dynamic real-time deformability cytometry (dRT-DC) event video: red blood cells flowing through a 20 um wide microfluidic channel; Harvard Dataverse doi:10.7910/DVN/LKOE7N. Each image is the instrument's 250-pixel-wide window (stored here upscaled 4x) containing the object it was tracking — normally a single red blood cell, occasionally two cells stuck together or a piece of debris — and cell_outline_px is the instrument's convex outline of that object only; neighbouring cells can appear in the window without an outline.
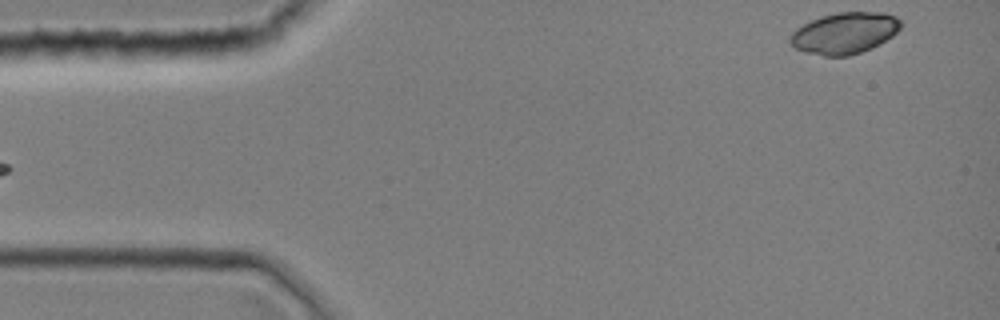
{"species": "common noctule bat (a hibernating species)", "species_latin": "Nyctalus noctula", "temperature_condition": "room temperature", "stored_images_in_passage": 35, "camera_frame_rate_fps": 3000, "um_per_image_px": 0.085, "animal": {"sex": "female", "body_mass_g": 19.0, "forearm_length_mm": 51.5}, "frame": {"image": 1, "passage_image": 1, "time_ms": 0.0, "image_size_px": [1000, 320], "cell_outline_px": [[904, 24], [892, 36], [872, 48], [848, 56], [824, 56], [808, 52], [796, 48], [788, 40], [792, 32], [796, 28], [812, 20], [836, 12], [884, 12], [896, 16]], "centroid_in_image_um": [71.82, 2.8], "position_along_channel_um": 13.2, "area_um2": 26.53}}
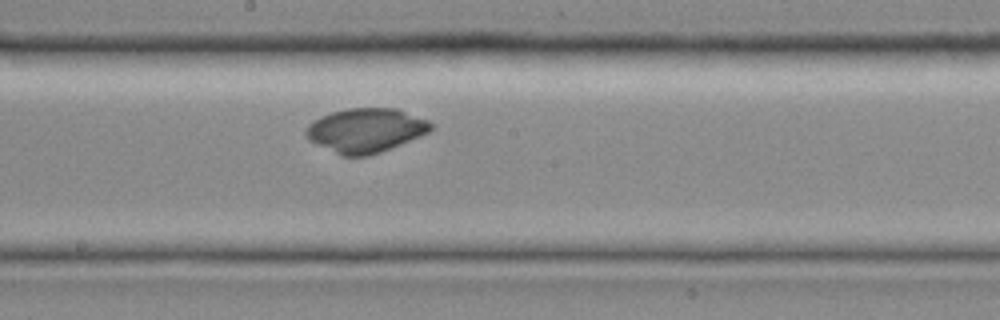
{"frame": {"image": 2, "passage_image": 20, "time_ms": 6.333, "image_size_px": [1000, 320], "cell_outline_px": [[436, 124], [428, 132], [420, 136], [380, 152], [368, 156], [340, 156], [308, 140], [304, 132], [308, 124], [320, 116], [332, 112], [348, 108], [396, 108], [428, 120]], "centroid_in_image_um": [31.06, 11.08], "position_along_channel_um": 217.1, "area_um2": 32.25}}
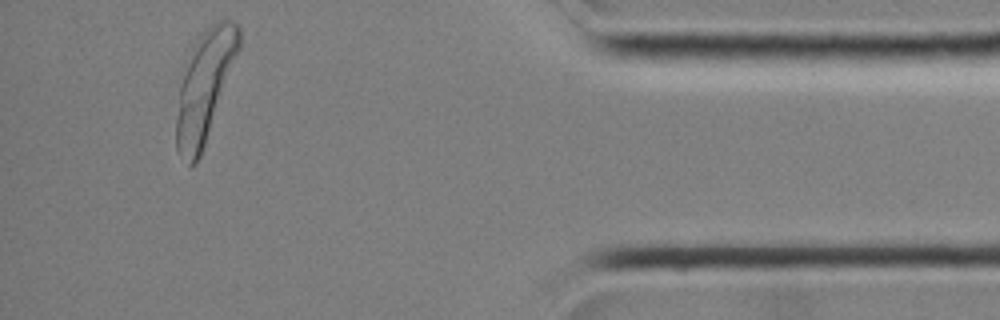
{"frame": {"image": 3, "passage_image": 35, "time_ms": 11.333, "image_size_px": [1000, 320], "cell_outline_px": [[240, 48], [200, 156], [196, 164], [188, 164], [180, 156], [176, 148], [176, 116], [180, 88], [192, 48], [200, 36], [212, 24], [220, 20], [232, 20], [240, 24]], "centroid_in_image_um": [17.42, 7.33], "position_along_channel_um": 417.8, "area_um2": 39.07}}